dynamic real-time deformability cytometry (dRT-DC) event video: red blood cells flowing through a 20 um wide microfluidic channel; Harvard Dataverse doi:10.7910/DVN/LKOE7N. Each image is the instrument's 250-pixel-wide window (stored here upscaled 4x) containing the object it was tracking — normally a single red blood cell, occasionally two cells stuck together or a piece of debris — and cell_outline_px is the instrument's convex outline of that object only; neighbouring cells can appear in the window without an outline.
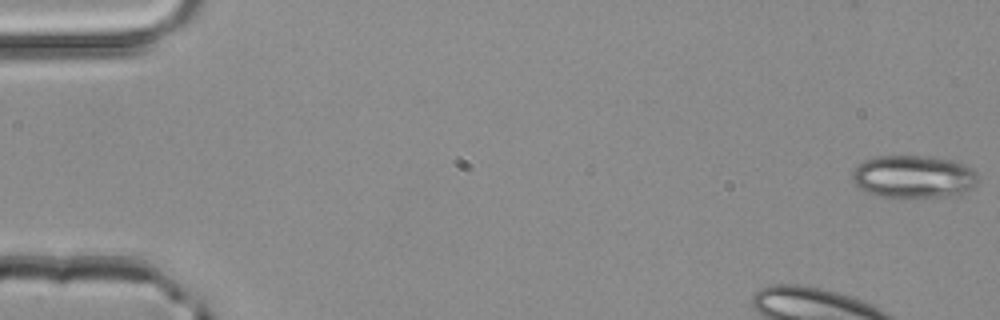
{"species": "common noctule bat (a hibernating species)", "species_latin": "Nyctalus noctula", "temperature_condition": "room temperature", "stored_images_in_passage": 5, "camera_frame_rate_fps": 3000, "um_per_image_px": 0.085, "animal": {"sex": "male", "body_mass_g": 20.4}, "frame": {"image": 1, "passage_image": 1, "time_ms": 0.0, "image_size_px": [1000, 320], "cell_outline_px": [[976, 184], [972, 188], [956, 196], [904, 200], [880, 196], [868, 192], [860, 188], [852, 180], [852, 172], [864, 160], [876, 156], [924, 156], [960, 160], [972, 168], [976, 172]], "centroid_in_image_um": [77.69, 15.05], "position_along_channel_um": 7.3, "area_um2": 32.31}}